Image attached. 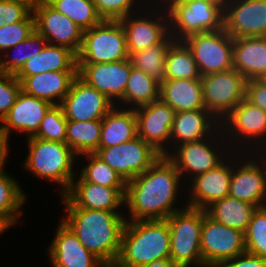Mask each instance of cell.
I'll return each instance as SVG.
<instances>
[{
  "mask_svg": "<svg viewBox=\"0 0 266 267\" xmlns=\"http://www.w3.org/2000/svg\"><path fill=\"white\" fill-rule=\"evenodd\" d=\"M182 177L166 157L159 159L141 175L126 182L125 204L129 220H165L175 208Z\"/></svg>",
  "mask_w": 266,
  "mask_h": 267,
  "instance_id": "6da1fadb",
  "label": "cell"
},
{
  "mask_svg": "<svg viewBox=\"0 0 266 267\" xmlns=\"http://www.w3.org/2000/svg\"><path fill=\"white\" fill-rule=\"evenodd\" d=\"M62 221L77 235L82 245L103 263L116 262L127 221L121 213L84 208H66Z\"/></svg>",
  "mask_w": 266,
  "mask_h": 267,
  "instance_id": "7a4b0ae2",
  "label": "cell"
},
{
  "mask_svg": "<svg viewBox=\"0 0 266 267\" xmlns=\"http://www.w3.org/2000/svg\"><path fill=\"white\" fill-rule=\"evenodd\" d=\"M166 258H170L167 220L127 219L117 262L123 267H143L154 260Z\"/></svg>",
  "mask_w": 266,
  "mask_h": 267,
  "instance_id": "3957f363",
  "label": "cell"
},
{
  "mask_svg": "<svg viewBox=\"0 0 266 267\" xmlns=\"http://www.w3.org/2000/svg\"><path fill=\"white\" fill-rule=\"evenodd\" d=\"M27 141L29 153L23 167L36 177L60 184L63 195L77 175L73 173L76 154L66 143L36 137H30Z\"/></svg>",
  "mask_w": 266,
  "mask_h": 267,
  "instance_id": "277c9868",
  "label": "cell"
},
{
  "mask_svg": "<svg viewBox=\"0 0 266 267\" xmlns=\"http://www.w3.org/2000/svg\"><path fill=\"white\" fill-rule=\"evenodd\" d=\"M169 15L170 35L175 41L223 29L224 10L206 0H159ZM165 1V2H164ZM166 4V5H165Z\"/></svg>",
  "mask_w": 266,
  "mask_h": 267,
  "instance_id": "5b68a950",
  "label": "cell"
},
{
  "mask_svg": "<svg viewBox=\"0 0 266 267\" xmlns=\"http://www.w3.org/2000/svg\"><path fill=\"white\" fill-rule=\"evenodd\" d=\"M170 258L177 267L204 266L200 251L203 209L185 206L167 219ZM193 265H192V264Z\"/></svg>",
  "mask_w": 266,
  "mask_h": 267,
  "instance_id": "8992f818",
  "label": "cell"
},
{
  "mask_svg": "<svg viewBox=\"0 0 266 267\" xmlns=\"http://www.w3.org/2000/svg\"><path fill=\"white\" fill-rule=\"evenodd\" d=\"M128 58L126 34L120 21L103 20L83 31L77 64L110 63Z\"/></svg>",
  "mask_w": 266,
  "mask_h": 267,
  "instance_id": "52a82bcc",
  "label": "cell"
},
{
  "mask_svg": "<svg viewBox=\"0 0 266 267\" xmlns=\"http://www.w3.org/2000/svg\"><path fill=\"white\" fill-rule=\"evenodd\" d=\"M233 41L224 29L193 34L183 40L201 76L233 69Z\"/></svg>",
  "mask_w": 266,
  "mask_h": 267,
  "instance_id": "ba28073f",
  "label": "cell"
},
{
  "mask_svg": "<svg viewBox=\"0 0 266 267\" xmlns=\"http://www.w3.org/2000/svg\"><path fill=\"white\" fill-rule=\"evenodd\" d=\"M246 81L234 68L201 76L205 108L222 122L245 98Z\"/></svg>",
  "mask_w": 266,
  "mask_h": 267,
  "instance_id": "9c48e42d",
  "label": "cell"
},
{
  "mask_svg": "<svg viewBox=\"0 0 266 267\" xmlns=\"http://www.w3.org/2000/svg\"><path fill=\"white\" fill-rule=\"evenodd\" d=\"M95 154L115 170L125 182L141 175L161 156L138 136L116 146L99 147Z\"/></svg>",
  "mask_w": 266,
  "mask_h": 267,
  "instance_id": "30bf717a",
  "label": "cell"
},
{
  "mask_svg": "<svg viewBox=\"0 0 266 267\" xmlns=\"http://www.w3.org/2000/svg\"><path fill=\"white\" fill-rule=\"evenodd\" d=\"M200 251L204 266L216 267L246 252L244 233L214 221L203 210Z\"/></svg>",
  "mask_w": 266,
  "mask_h": 267,
  "instance_id": "8fae6325",
  "label": "cell"
},
{
  "mask_svg": "<svg viewBox=\"0 0 266 267\" xmlns=\"http://www.w3.org/2000/svg\"><path fill=\"white\" fill-rule=\"evenodd\" d=\"M134 110L137 119V136L150 144L162 156H167L169 149L167 150L164 144L170 143L174 109L159 98Z\"/></svg>",
  "mask_w": 266,
  "mask_h": 267,
  "instance_id": "7c38bea8",
  "label": "cell"
},
{
  "mask_svg": "<svg viewBox=\"0 0 266 267\" xmlns=\"http://www.w3.org/2000/svg\"><path fill=\"white\" fill-rule=\"evenodd\" d=\"M223 29L234 39L266 36V0H230Z\"/></svg>",
  "mask_w": 266,
  "mask_h": 267,
  "instance_id": "4fadbf2b",
  "label": "cell"
},
{
  "mask_svg": "<svg viewBox=\"0 0 266 267\" xmlns=\"http://www.w3.org/2000/svg\"><path fill=\"white\" fill-rule=\"evenodd\" d=\"M67 120H100L115 106L104 94L78 76L60 104Z\"/></svg>",
  "mask_w": 266,
  "mask_h": 267,
  "instance_id": "5bb4252c",
  "label": "cell"
},
{
  "mask_svg": "<svg viewBox=\"0 0 266 267\" xmlns=\"http://www.w3.org/2000/svg\"><path fill=\"white\" fill-rule=\"evenodd\" d=\"M33 14L35 29L47 43L66 47L78 55L83 43L82 29L47 1L42 2Z\"/></svg>",
  "mask_w": 266,
  "mask_h": 267,
  "instance_id": "9a60e30c",
  "label": "cell"
},
{
  "mask_svg": "<svg viewBox=\"0 0 266 267\" xmlns=\"http://www.w3.org/2000/svg\"><path fill=\"white\" fill-rule=\"evenodd\" d=\"M77 66V76L104 94L114 105L117 104L115 100L118 102L123 98L132 69L129 58L110 63L77 64Z\"/></svg>",
  "mask_w": 266,
  "mask_h": 267,
  "instance_id": "2e32d148",
  "label": "cell"
},
{
  "mask_svg": "<svg viewBox=\"0 0 266 267\" xmlns=\"http://www.w3.org/2000/svg\"><path fill=\"white\" fill-rule=\"evenodd\" d=\"M126 187H106L84 181L80 176L62 195L66 208H84L118 212L125 203ZM117 210V211H115Z\"/></svg>",
  "mask_w": 266,
  "mask_h": 267,
  "instance_id": "e0dca14e",
  "label": "cell"
},
{
  "mask_svg": "<svg viewBox=\"0 0 266 267\" xmlns=\"http://www.w3.org/2000/svg\"><path fill=\"white\" fill-rule=\"evenodd\" d=\"M221 127L222 130L225 131V135L228 131L227 135L228 137H230L226 138L227 141H229L231 137L233 139L235 138L233 141L237 142L235 147L238 146V148L234 149V152L236 150V152H238L240 146L242 147L241 144H238L239 140V143H241L242 141L244 142L246 140L248 144L250 143V146L251 144L252 146H254V143L256 145L258 141L260 145L264 142L262 146H256L260 148L265 146L264 144L266 143V112L260 107L250 103L245 98L222 120ZM256 139L258 141H256ZM251 140L253 143L250 142ZM265 147L264 149H266Z\"/></svg>",
  "mask_w": 266,
  "mask_h": 267,
  "instance_id": "ac0fdd59",
  "label": "cell"
},
{
  "mask_svg": "<svg viewBox=\"0 0 266 267\" xmlns=\"http://www.w3.org/2000/svg\"><path fill=\"white\" fill-rule=\"evenodd\" d=\"M216 139V137L210 136V138L207 137L196 142L180 144L175 147V150H172L174 153L171 152L166 157L175 165L180 176L187 172L186 174H190L189 177L192 175L191 178H194L216 168L224 161L226 155L231 154L230 152L225 154L226 151L218 153L216 147H213L214 144L218 145L214 143ZM212 142L213 144H211Z\"/></svg>",
  "mask_w": 266,
  "mask_h": 267,
  "instance_id": "d6986e66",
  "label": "cell"
},
{
  "mask_svg": "<svg viewBox=\"0 0 266 267\" xmlns=\"http://www.w3.org/2000/svg\"><path fill=\"white\" fill-rule=\"evenodd\" d=\"M254 156H248L251 160L243 158V160L246 159L245 163L240 161V164L237 162L235 168L233 167L229 196L259 208L266 206V164L263 157L262 161L257 162L255 159L260 157Z\"/></svg>",
  "mask_w": 266,
  "mask_h": 267,
  "instance_id": "ffe728a7",
  "label": "cell"
},
{
  "mask_svg": "<svg viewBox=\"0 0 266 267\" xmlns=\"http://www.w3.org/2000/svg\"><path fill=\"white\" fill-rule=\"evenodd\" d=\"M163 10L159 13L160 17L158 13L156 16L152 14V18L131 14L119 20L125 30L128 53L162 43L170 35L169 15L165 6Z\"/></svg>",
  "mask_w": 266,
  "mask_h": 267,
  "instance_id": "44dd1931",
  "label": "cell"
},
{
  "mask_svg": "<svg viewBox=\"0 0 266 267\" xmlns=\"http://www.w3.org/2000/svg\"><path fill=\"white\" fill-rule=\"evenodd\" d=\"M52 267H100L103 263L88 251L63 221L48 248Z\"/></svg>",
  "mask_w": 266,
  "mask_h": 267,
  "instance_id": "7402d4cb",
  "label": "cell"
},
{
  "mask_svg": "<svg viewBox=\"0 0 266 267\" xmlns=\"http://www.w3.org/2000/svg\"><path fill=\"white\" fill-rule=\"evenodd\" d=\"M51 106L52 104L48 101L21 91L15 104L0 122V129L8 139L13 129L27 133V138L33 137L38 132L40 123Z\"/></svg>",
  "mask_w": 266,
  "mask_h": 267,
  "instance_id": "603a6c76",
  "label": "cell"
},
{
  "mask_svg": "<svg viewBox=\"0 0 266 267\" xmlns=\"http://www.w3.org/2000/svg\"><path fill=\"white\" fill-rule=\"evenodd\" d=\"M227 162L223 161L216 168L190 180L191 193L186 206L205 210L215 201L229 196L233 166Z\"/></svg>",
  "mask_w": 266,
  "mask_h": 267,
  "instance_id": "cb8c5ba5",
  "label": "cell"
},
{
  "mask_svg": "<svg viewBox=\"0 0 266 267\" xmlns=\"http://www.w3.org/2000/svg\"><path fill=\"white\" fill-rule=\"evenodd\" d=\"M218 121L207 109L175 112L171 127L170 143L175 142L174 144L178 146L186 142H196L205 139L210 135L215 137V133L216 137H219L217 139L219 141L220 137L222 139L225 134L221 128V122ZM218 127L221 129H218ZM216 129L219 131L217 132Z\"/></svg>",
  "mask_w": 266,
  "mask_h": 267,
  "instance_id": "d4e9b609",
  "label": "cell"
},
{
  "mask_svg": "<svg viewBox=\"0 0 266 267\" xmlns=\"http://www.w3.org/2000/svg\"><path fill=\"white\" fill-rule=\"evenodd\" d=\"M233 68L246 80L266 79V36L234 39Z\"/></svg>",
  "mask_w": 266,
  "mask_h": 267,
  "instance_id": "484cf974",
  "label": "cell"
},
{
  "mask_svg": "<svg viewBox=\"0 0 266 267\" xmlns=\"http://www.w3.org/2000/svg\"><path fill=\"white\" fill-rule=\"evenodd\" d=\"M76 77L77 71H54L26 76L21 81V91L52 105H60Z\"/></svg>",
  "mask_w": 266,
  "mask_h": 267,
  "instance_id": "4316f807",
  "label": "cell"
},
{
  "mask_svg": "<svg viewBox=\"0 0 266 267\" xmlns=\"http://www.w3.org/2000/svg\"><path fill=\"white\" fill-rule=\"evenodd\" d=\"M77 55L70 49L47 43L42 51L25 62L15 75L21 82L26 76L54 71H77Z\"/></svg>",
  "mask_w": 266,
  "mask_h": 267,
  "instance_id": "83f0119b",
  "label": "cell"
},
{
  "mask_svg": "<svg viewBox=\"0 0 266 267\" xmlns=\"http://www.w3.org/2000/svg\"><path fill=\"white\" fill-rule=\"evenodd\" d=\"M160 99L175 112L206 109L201 79L164 80L160 84Z\"/></svg>",
  "mask_w": 266,
  "mask_h": 267,
  "instance_id": "f1b7e54d",
  "label": "cell"
},
{
  "mask_svg": "<svg viewBox=\"0 0 266 267\" xmlns=\"http://www.w3.org/2000/svg\"><path fill=\"white\" fill-rule=\"evenodd\" d=\"M117 106L115 105L102 119L99 147L116 146L137 137L135 110L130 107L119 109L120 105Z\"/></svg>",
  "mask_w": 266,
  "mask_h": 267,
  "instance_id": "f546056e",
  "label": "cell"
},
{
  "mask_svg": "<svg viewBox=\"0 0 266 267\" xmlns=\"http://www.w3.org/2000/svg\"><path fill=\"white\" fill-rule=\"evenodd\" d=\"M257 207L246 201L226 196L205 209L214 221L245 233Z\"/></svg>",
  "mask_w": 266,
  "mask_h": 267,
  "instance_id": "4dcf8cb0",
  "label": "cell"
},
{
  "mask_svg": "<svg viewBox=\"0 0 266 267\" xmlns=\"http://www.w3.org/2000/svg\"><path fill=\"white\" fill-rule=\"evenodd\" d=\"M102 119L93 121L67 120L65 143L77 155L95 153L99 149Z\"/></svg>",
  "mask_w": 266,
  "mask_h": 267,
  "instance_id": "1f68e13d",
  "label": "cell"
},
{
  "mask_svg": "<svg viewBox=\"0 0 266 267\" xmlns=\"http://www.w3.org/2000/svg\"><path fill=\"white\" fill-rule=\"evenodd\" d=\"M160 84L144 71L132 67L120 102L126 103L125 107L131 105V109L150 104L160 98Z\"/></svg>",
  "mask_w": 266,
  "mask_h": 267,
  "instance_id": "d6a6232c",
  "label": "cell"
},
{
  "mask_svg": "<svg viewBox=\"0 0 266 267\" xmlns=\"http://www.w3.org/2000/svg\"><path fill=\"white\" fill-rule=\"evenodd\" d=\"M201 79L191 50L183 41H174L166 56L164 80Z\"/></svg>",
  "mask_w": 266,
  "mask_h": 267,
  "instance_id": "836d02e7",
  "label": "cell"
},
{
  "mask_svg": "<svg viewBox=\"0 0 266 267\" xmlns=\"http://www.w3.org/2000/svg\"><path fill=\"white\" fill-rule=\"evenodd\" d=\"M174 38L169 35L162 43L145 50L129 53L132 67L144 71L147 75L159 81H164L166 56Z\"/></svg>",
  "mask_w": 266,
  "mask_h": 267,
  "instance_id": "e575fe53",
  "label": "cell"
},
{
  "mask_svg": "<svg viewBox=\"0 0 266 267\" xmlns=\"http://www.w3.org/2000/svg\"><path fill=\"white\" fill-rule=\"evenodd\" d=\"M5 172V169H0V219L11 227L19 222L26 195L18 182Z\"/></svg>",
  "mask_w": 266,
  "mask_h": 267,
  "instance_id": "d590c367",
  "label": "cell"
},
{
  "mask_svg": "<svg viewBox=\"0 0 266 267\" xmlns=\"http://www.w3.org/2000/svg\"><path fill=\"white\" fill-rule=\"evenodd\" d=\"M55 10L72 20L83 31L99 25V16L92 0H46Z\"/></svg>",
  "mask_w": 266,
  "mask_h": 267,
  "instance_id": "8d00e7d4",
  "label": "cell"
},
{
  "mask_svg": "<svg viewBox=\"0 0 266 267\" xmlns=\"http://www.w3.org/2000/svg\"><path fill=\"white\" fill-rule=\"evenodd\" d=\"M46 44V39L35 30L26 40L9 49L10 51L16 49L15 55L3 58L2 56L7 55L5 52L0 56V73L16 75L25 62L38 55Z\"/></svg>",
  "mask_w": 266,
  "mask_h": 267,
  "instance_id": "74e56055",
  "label": "cell"
},
{
  "mask_svg": "<svg viewBox=\"0 0 266 267\" xmlns=\"http://www.w3.org/2000/svg\"><path fill=\"white\" fill-rule=\"evenodd\" d=\"M83 155L85 159L89 160L80 171V177L84 181L106 187H126L123 178L95 153Z\"/></svg>",
  "mask_w": 266,
  "mask_h": 267,
  "instance_id": "f35d334b",
  "label": "cell"
},
{
  "mask_svg": "<svg viewBox=\"0 0 266 267\" xmlns=\"http://www.w3.org/2000/svg\"><path fill=\"white\" fill-rule=\"evenodd\" d=\"M244 237L246 252L266 258V206L253 212Z\"/></svg>",
  "mask_w": 266,
  "mask_h": 267,
  "instance_id": "ab89813d",
  "label": "cell"
},
{
  "mask_svg": "<svg viewBox=\"0 0 266 267\" xmlns=\"http://www.w3.org/2000/svg\"><path fill=\"white\" fill-rule=\"evenodd\" d=\"M66 127L67 119L61 105H52L40 123L38 132L33 137L65 143Z\"/></svg>",
  "mask_w": 266,
  "mask_h": 267,
  "instance_id": "60d3db41",
  "label": "cell"
},
{
  "mask_svg": "<svg viewBox=\"0 0 266 267\" xmlns=\"http://www.w3.org/2000/svg\"><path fill=\"white\" fill-rule=\"evenodd\" d=\"M35 30V16L32 12L23 21L0 27L1 53H10V48L26 40Z\"/></svg>",
  "mask_w": 266,
  "mask_h": 267,
  "instance_id": "b9f144b4",
  "label": "cell"
},
{
  "mask_svg": "<svg viewBox=\"0 0 266 267\" xmlns=\"http://www.w3.org/2000/svg\"><path fill=\"white\" fill-rule=\"evenodd\" d=\"M103 20L119 21L135 12L133 6L139 0H92ZM133 10V11H132Z\"/></svg>",
  "mask_w": 266,
  "mask_h": 267,
  "instance_id": "7bdbcfd3",
  "label": "cell"
},
{
  "mask_svg": "<svg viewBox=\"0 0 266 267\" xmlns=\"http://www.w3.org/2000/svg\"><path fill=\"white\" fill-rule=\"evenodd\" d=\"M21 92V82L15 75L0 73V122L15 104Z\"/></svg>",
  "mask_w": 266,
  "mask_h": 267,
  "instance_id": "ee69618b",
  "label": "cell"
},
{
  "mask_svg": "<svg viewBox=\"0 0 266 267\" xmlns=\"http://www.w3.org/2000/svg\"><path fill=\"white\" fill-rule=\"evenodd\" d=\"M31 11L11 0H0V27L23 21Z\"/></svg>",
  "mask_w": 266,
  "mask_h": 267,
  "instance_id": "f6af8a7d",
  "label": "cell"
},
{
  "mask_svg": "<svg viewBox=\"0 0 266 267\" xmlns=\"http://www.w3.org/2000/svg\"><path fill=\"white\" fill-rule=\"evenodd\" d=\"M245 99L266 112V79L247 80Z\"/></svg>",
  "mask_w": 266,
  "mask_h": 267,
  "instance_id": "bcb514c9",
  "label": "cell"
},
{
  "mask_svg": "<svg viewBox=\"0 0 266 267\" xmlns=\"http://www.w3.org/2000/svg\"><path fill=\"white\" fill-rule=\"evenodd\" d=\"M216 267H266V258L244 252L234 258L220 262Z\"/></svg>",
  "mask_w": 266,
  "mask_h": 267,
  "instance_id": "7dc6e473",
  "label": "cell"
},
{
  "mask_svg": "<svg viewBox=\"0 0 266 267\" xmlns=\"http://www.w3.org/2000/svg\"><path fill=\"white\" fill-rule=\"evenodd\" d=\"M9 139L6 137L4 132L0 129V169L4 168L6 157L8 154V142Z\"/></svg>",
  "mask_w": 266,
  "mask_h": 267,
  "instance_id": "c3c4849f",
  "label": "cell"
},
{
  "mask_svg": "<svg viewBox=\"0 0 266 267\" xmlns=\"http://www.w3.org/2000/svg\"><path fill=\"white\" fill-rule=\"evenodd\" d=\"M143 267H177L171 258L154 260Z\"/></svg>",
  "mask_w": 266,
  "mask_h": 267,
  "instance_id": "681fc988",
  "label": "cell"
},
{
  "mask_svg": "<svg viewBox=\"0 0 266 267\" xmlns=\"http://www.w3.org/2000/svg\"><path fill=\"white\" fill-rule=\"evenodd\" d=\"M11 1L24 5L33 13L36 10V8L46 0H11Z\"/></svg>",
  "mask_w": 266,
  "mask_h": 267,
  "instance_id": "f907efd6",
  "label": "cell"
},
{
  "mask_svg": "<svg viewBox=\"0 0 266 267\" xmlns=\"http://www.w3.org/2000/svg\"><path fill=\"white\" fill-rule=\"evenodd\" d=\"M206 1H209V2H211L213 4H216V5L220 6L224 10L225 6L227 5V3L230 0H206Z\"/></svg>",
  "mask_w": 266,
  "mask_h": 267,
  "instance_id": "816d5d0a",
  "label": "cell"
},
{
  "mask_svg": "<svg viewBox=\"0 0 266 267\" xmlns=\"http://www.w3.org/2000/svg\"><path fill=\"white\" fill-rule=\"evenodd\" d=\"M100 267H123L117 261L116 262H106L102 263Z\"/></svg>",
  "mask_w": 266,
  "mask_h": 267,
  "instance_id": "f5cc1de1",
  "label": "cell"
},
{
  "mask_svg": "<svg viewBox=\"0 0 266 267\" xmlns=\"http://www.w3.org/2000/svg\"><path fill=\"white\" fill-rule=\"evenodd\" d=\"M10 228V226L2 219H0V234L3 233L5 230Z\"/></svg>",
  "mask_w": 266,
  "mask_h": 267,
  "instance_id": "db71d44e",
  "label": "cell"
},
{
  "mask_svg": "<svg viewBox=\"0 0 266 267\" xmlns=\"http://www.w3.org/2000/svg\"><path fill=\"white\" fill-rule=\"evenodd\" d=\"M261 149H263V150H261L262 152H263V151H266V149L264 150V148H261ZM265 153H266V152H265ZM265 153H264V155H266ZM265 159H266V158H265ZM265 164H266V161H265Z\"/></svg>",
  "mask_w": 266,
  "mask_h": 267,
  "instance_id": "11a10c76",
  "label": "cell"
}]
</instances>
